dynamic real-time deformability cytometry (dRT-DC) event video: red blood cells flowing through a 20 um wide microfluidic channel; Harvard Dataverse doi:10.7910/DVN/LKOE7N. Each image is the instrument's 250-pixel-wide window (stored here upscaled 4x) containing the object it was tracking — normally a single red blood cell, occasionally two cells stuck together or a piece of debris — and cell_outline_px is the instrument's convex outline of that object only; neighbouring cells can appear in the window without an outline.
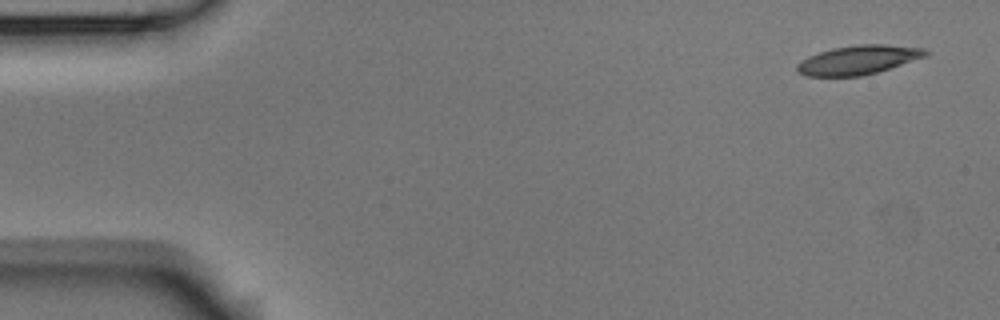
{"species": "Egyptian fruit bat (a non-hibernating species)", "species_latin": "Rousettus aegyptiacus", "temperature_condition": "room temperature", "stored_images_in_passage": 5, "camera_frame_rate_fps": 3000, "um_per_image_px": 0.085, "animal": {"sex": "male"}, "frame": {"image": 1, "passage_image": 1, "time_ms": 0.0, "image_size_px": [1000, 320], "cell_outline_px": [[932, 52], [928, 56], [876, 72], [860, 76], [804, 76], [796, 72], [796, 64], [800, 60], [808, 56], [832, 48], [856, 44], [884, 44], [924, 48]], "centroid_in_image_um": [72.95, 5.08], "position_along_channel_um": 12.1, "area_um2": 21.96}}
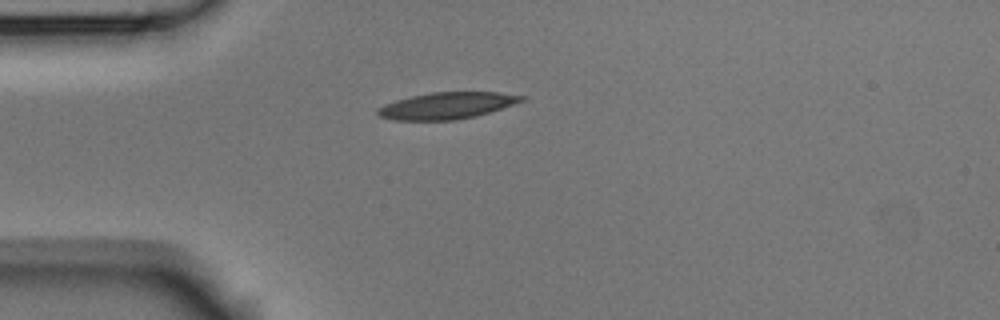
{"frame": {"image": 2, "passage_image": 4, "time_ms": 1.0, "image_size_px": [1000, 320], "cell_outline_px": [[528, 96], [524, 100], [476, 116], [456, 120], [396, 120], [380, 116], [376, 112], [376, 108], [384, 104], [396, 100], [412, 96], [432, 92], [500, 92]], "centroid_in_image_um": [37.97, 8.97], "position_along_channel_um": 47.0, "area_um2": 22.2}}